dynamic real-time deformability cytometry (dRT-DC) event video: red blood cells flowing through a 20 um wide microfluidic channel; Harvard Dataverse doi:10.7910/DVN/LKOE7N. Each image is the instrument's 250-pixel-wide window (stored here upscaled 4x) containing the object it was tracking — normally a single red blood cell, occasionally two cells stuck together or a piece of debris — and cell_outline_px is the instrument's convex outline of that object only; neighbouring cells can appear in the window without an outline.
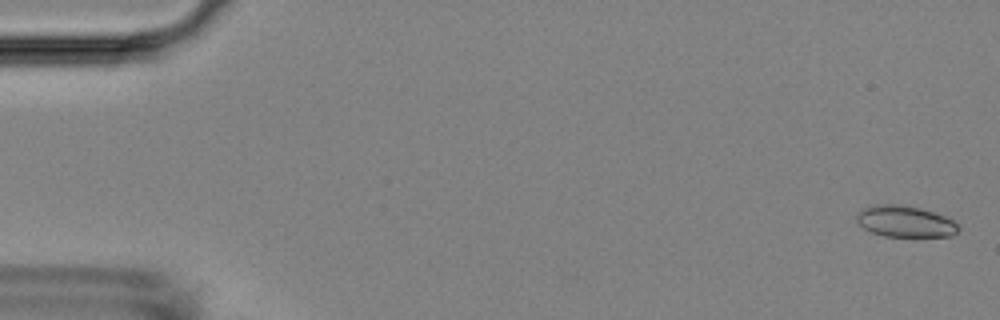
{"species": "Egyptian fruit bat (a non-hibernating species)", "species_latin": "Rousettus aegyptiacus", "temperature_condition": "room temperature", "stored_images_in_passage": 54, "camera_frame_rate_fps": 3000, "um_per_image_px": 0.085, "animal": {"sex": "female"}, "frame": {"image": 1, "passage_image": 2, "time_ms": 0.333, "image_size_px": [1000, 320], "cell_outline_px": [[960, 228], [952, 236], [884, 236], [872, 232], [864, 228], [856, 220], [856, 216], [864, 208], [880, 204], [896, 204], [920, 208], [944, 216], [960, 224]], "centroid_in_image_um": [76.96, 18.83], "position_along_channel_um": 8.0, "area_um2": 18.32}}
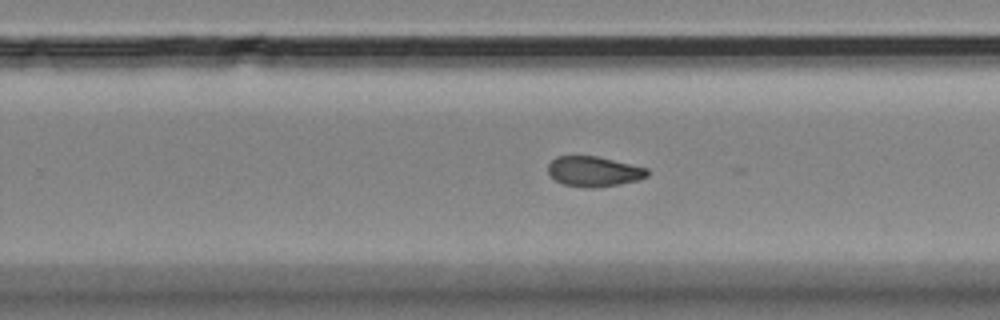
{"frame": {"image": 2, "passage_image": 35, "time_ms": 11.333, "image_size_px": [1000, 320], "cell_outline_px": [[648, 176], [640, 180], [620, 184], [592, 188], [584, 188], [564, 184], [556, 180], [548, 172], [548, 164], [556, 156], [596, 156], [648, 168]], "centroid_in_image_um": [50.49, 14.58], "position_along_channel_um": 279.3, "area_um2": 17.46}}
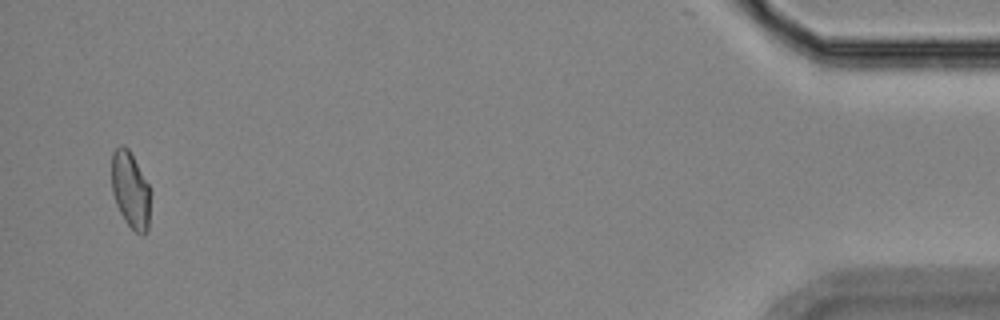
{"frame": {"image": 3, "passage_image": 53, "time_ms": 17.333, "image_size_px": [1000, 320], "cell_outline_px": [[152, 192], [148, 232], [140, 236], [124, 220], [116, 204], [112, 192], [112, 152], [120, 144], [124, 144], [128, 148], [148, 184]], "centroid_in_image_um": [11.12, 16.18], "position_along_channel_um": 424.1, "area_um2": 17.63}, "authors_computed_cell_mechanics": {"area_um2": 18.0625, "velocity_mm_per_s": 3.7302, "shape_relaxation_time_tau1_ms": null, "shape_relaxation_time_tau2_ms": 5.1024, "deformation_change_tau1": null, "deformation_change_tau2": 0.0922}}